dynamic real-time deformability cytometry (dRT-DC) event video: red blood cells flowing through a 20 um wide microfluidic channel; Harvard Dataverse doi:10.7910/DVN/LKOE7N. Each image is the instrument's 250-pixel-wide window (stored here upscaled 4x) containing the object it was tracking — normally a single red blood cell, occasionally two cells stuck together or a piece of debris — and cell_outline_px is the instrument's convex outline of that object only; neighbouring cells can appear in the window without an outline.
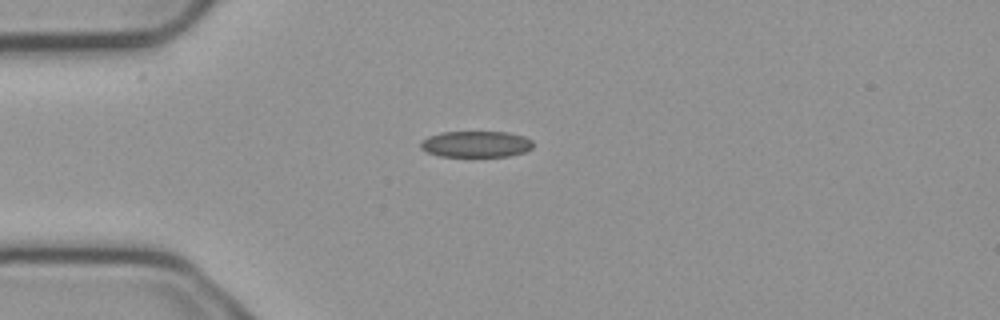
{"species": "common noctule bat (a hibernating species)", "species_latin": "Nyctalus noctula", "temperature_condition": "cold", "stored_images_in_passage": 5, "camera_frame_rate_fps": 3000, "um_per_image_px": 0.085, "animal": {"sex": "male", "body_mass_g": 23.1, "forearm_length_mm": 52.7}, "frame": {"image": 1, "passage_image": 5, "time_ms": 1.333, "image_size_px": [1000, 320], "cell_outline_px": [[532, 148], [524, 152], [508, 156], [440, 156], [428, 152], [420, 148], [420, 140], [428, 136], [440, 132], [508, 132], [524, 136], [532, 140]], "centroid_in_image_um": [40.44, 12.24], "position_along_channel_um": 44.6, "area_um2": 17.22}}